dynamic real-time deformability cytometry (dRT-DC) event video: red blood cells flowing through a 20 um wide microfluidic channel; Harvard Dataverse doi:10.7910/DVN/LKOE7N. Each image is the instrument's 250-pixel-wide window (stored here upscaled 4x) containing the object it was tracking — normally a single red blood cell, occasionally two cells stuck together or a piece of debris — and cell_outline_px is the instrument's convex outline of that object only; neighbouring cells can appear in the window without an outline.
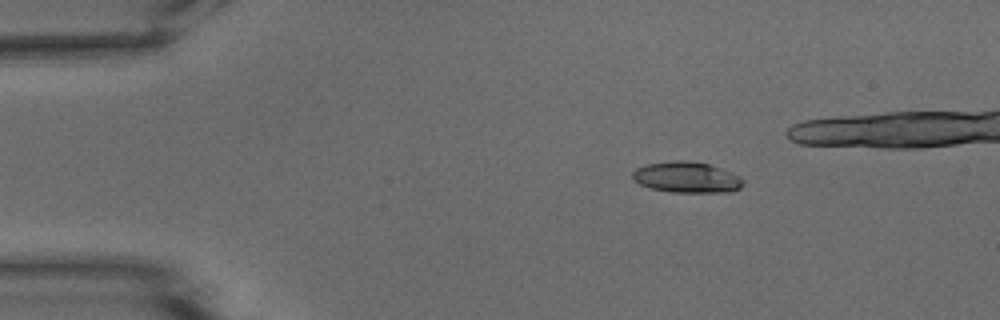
{"species": "common noctule bat (a hibernating species)", "species_latin": "Nyctalus noctula", "temperature_condition": "warm", "stored_images_in_passage": 36, "camera_frame_rate_fps": 3000, "um_per_image_px": 0.085, "animal": {"sex": "male", "body_mass_g": 15.6}, "frame": {"image": 1, "passage_image": 1, "time_ms": 0.0, "image_size_px": [1000, 320], "cell_outline_px": [[744, 184], [740, 188], [732, 192], [668, 192], [652, 188], [640, 184], [632, 180], [632, 172], [636, 168], [644, 164], [672, 160], [692, 160], [708, 164], [732, 172], [740, 176], [744, 180]], "centroid_in_image_um": [58.37, 15.06], "position_along_channel_um": 26.6, "area_um2": 20.29}}
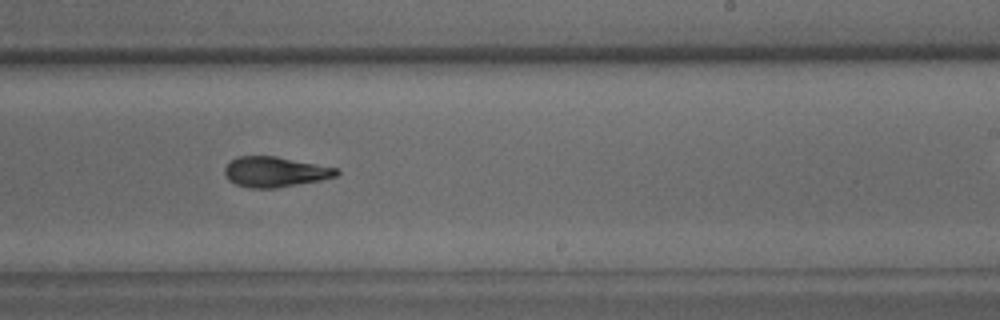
{"frame": {"image": 2, "passage_image": 25, "time_ms": 8.0, "image_size_px": [1000, 320], "cell_outline_px": [[340, 172], [336, 176], [320, 180], [276, 188], [248, 188], [236, 184], [228, 180], [224, 176], [224, 168], [236, 156], [276, 156], [336, 168]], "centroid_in_image_um": [23.33, 14.61], "position_along_channel_um": 265.7, "area_um2": 19.65}}
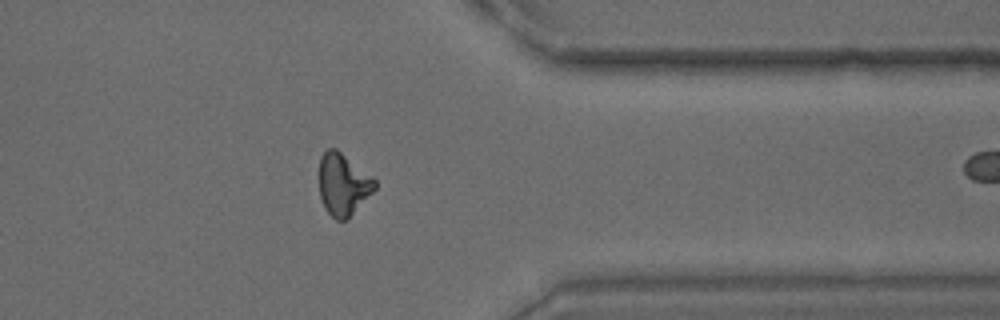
{"frame": {"image": 3, "passage_image": 35, "time_ms": 11.333, "image_size_px": [1000, 320], "cell_outline_px": [[376, 188], [344, 220], [336, 220], [324, 208], [320, 196], [320, 156], [328, 148], [336, 148], [372, 176], [376, 180]], "centroid_in_image_um": [29.15, 15.63], "position_along_channel_um": 382.3, "area_um2": 19.65}}